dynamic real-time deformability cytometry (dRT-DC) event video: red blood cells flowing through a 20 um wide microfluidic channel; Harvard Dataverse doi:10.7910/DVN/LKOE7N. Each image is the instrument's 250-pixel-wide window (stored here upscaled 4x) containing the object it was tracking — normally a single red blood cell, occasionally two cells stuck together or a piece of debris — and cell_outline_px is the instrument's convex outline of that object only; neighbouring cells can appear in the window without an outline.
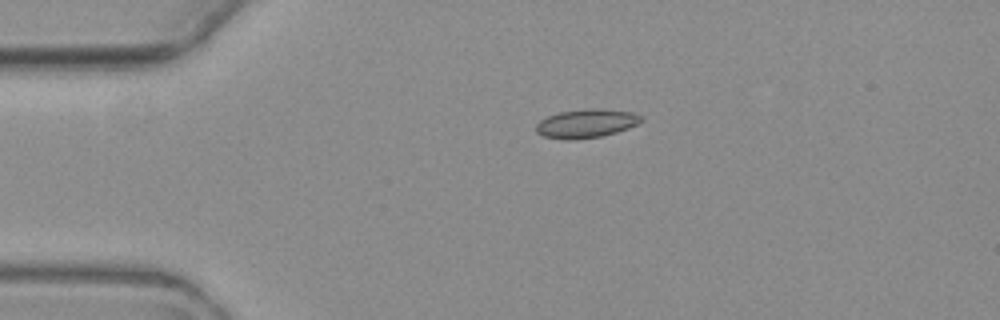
{"species": "common noctule bat (a hibernating species)", "species_latin": "Nyctalus noctula", "temperature_condition": "warm", "stored_images_in_passage": 2, "camera_frame_rate_fps": 3000, "um_per_image_px": 0.085, "animal": {"sex": "female", "body_mass_g": 19.3, "forearm_length_mm": 54.1}, "frame": {"image": 1, "passage_image": 1, "time_ms": 0.0, "image_size_px": [1000, 320], "cell_outline_px": [[644, 120], [628, 128], [616, 132], [600, 136], [576, 140], [564, 140], [544, 136], [536, 132], [536, 124], [540, 120], [548, 116], [560, 112], [588, 108], [604, 108], [632, 112], [644, 116]], "centroid_in_image_um": [49.85, 10.48], "position_along_channel_um": 35.1, "area_um2": 17.74}}